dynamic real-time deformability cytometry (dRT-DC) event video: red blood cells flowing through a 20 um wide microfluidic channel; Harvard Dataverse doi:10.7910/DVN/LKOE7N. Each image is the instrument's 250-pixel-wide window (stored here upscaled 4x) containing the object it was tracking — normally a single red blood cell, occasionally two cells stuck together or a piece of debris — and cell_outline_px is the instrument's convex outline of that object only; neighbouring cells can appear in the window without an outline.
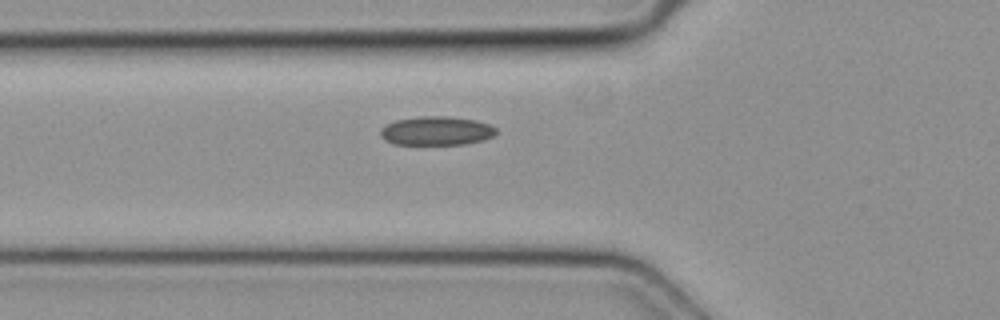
{"species": "common noctule bat (a hibernating species)", "species_latin": "Nyctalus noctula", "temperature_condition": "cold", "stored_images_in_passage": 6, "camera_frame_rate_fps": 3000, "um_per_image_px": 0.085, "animal": {"sex": "female", "body_mass_g": 19.3, "forearm_length_mm": 54.1}, "frame": {"image": 1, "passage_image": 6, "time_ms": 1.667, "image_size_px": [1000, 320], "cell_outline_px": [[496, 132], [492, 136], [484, 140], [464, 144], [392, 144], [384, 140], [380, 136], [380, 128], [396, 120], [420, 116], [448, 116], [476, 120], [488, 124], [496, 128]], "centroid_in_image_um": [37.07, 11.12], "position_along_channel_um": 88.7, "area_um2": 19.48}}